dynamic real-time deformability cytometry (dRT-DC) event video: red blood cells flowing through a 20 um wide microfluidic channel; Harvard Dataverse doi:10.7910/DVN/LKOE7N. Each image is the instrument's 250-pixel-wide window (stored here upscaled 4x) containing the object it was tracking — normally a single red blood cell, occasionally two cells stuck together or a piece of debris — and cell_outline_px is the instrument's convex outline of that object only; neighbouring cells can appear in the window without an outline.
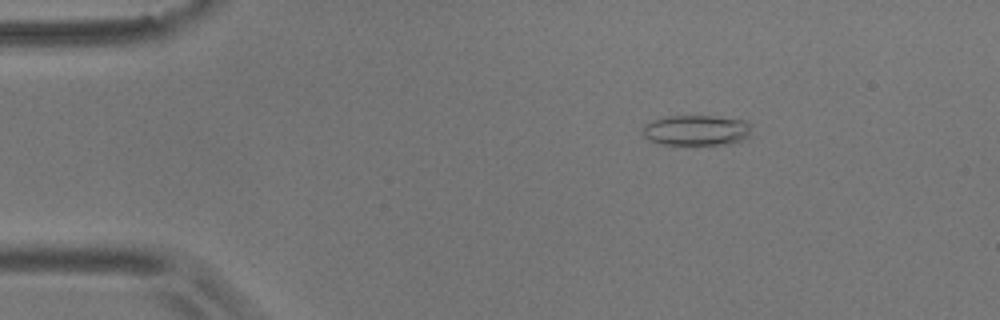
{"species": "common noctule bat (a hibernating species)", "species_latin": "Nyctalus noctula", "temperature_condition": "room temperature", "stored_images_in_passage": 54, "camera_frame_rate_fps": 3000, "um_per_image_px": 0.085, "animal": {"sex": "male", "body_mass_g": 17.9}, "frame": {"image": 1, "passage_image": 8, "time_ms": 2.333, "image_size_px": [1000, 320], "cell_outline_px": [[752, 124], [748, 136], [744, 140], [732, 144], [692, 148], [676, 148], [660, 144], [648, 140], [640, 132], [644, 124], [652, 120], [668, 116], [716, 116], [748, 120]], "centroid_in_image_um": [59.17, 11.15], "position_along_channel_um": 25.8, "area_um2": 20.98}}
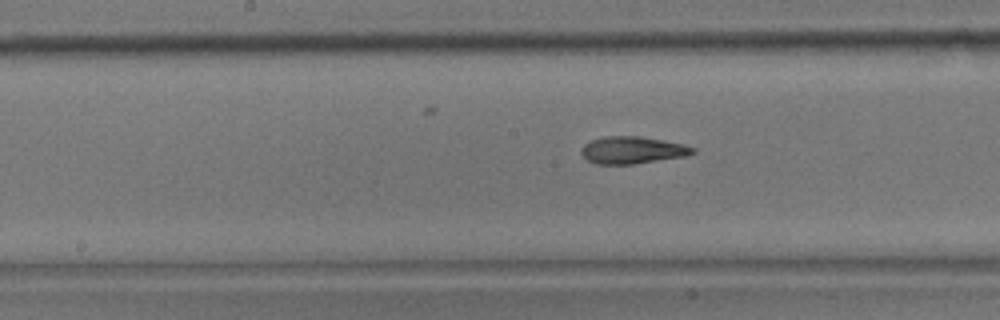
{"frame": {"image": 2, "passage_image": 27, "time_ms": 8.667, "image_size_px": [1000, 320], "cell_outline_px": [[696, 152], [684, 156], [632, 164], [596, 164], [588, 160], [580, 152], [584, 144], [592, 140], [604, 136], [640, 136], [664, 140], [684, 144], [696, 148]], "centroid_in_image_um": [53.76, 12.75], "position_along_channel_um": 194.4, "area_um2": 17.57}}
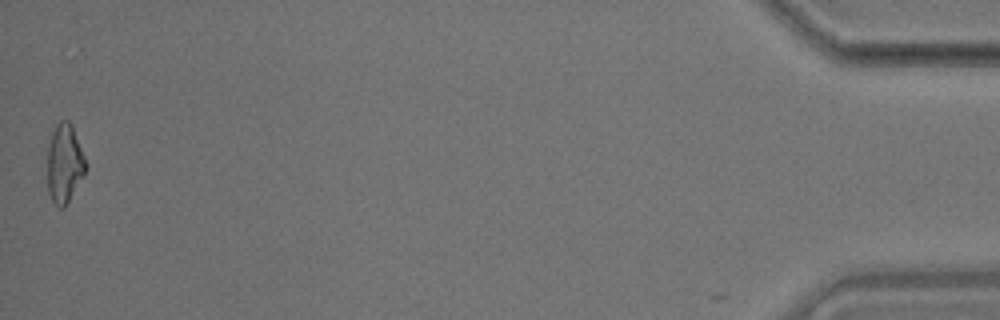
{"frame": {"image": 3, "passage_image": 54, "time_ms": 17.667, "image_size_px": [1000, 320], "cell_outline_px": [[88, 164], [84, 176], [64, 208], [60, 208], [52, 200], [48, 192], [48, 148], [52, 132], [56, 124], [60, 120], [68, 120], [72, 124]], "centroid_in_image_um": [5.51, 13.88], "position_along_channel_um": 429.7, "area_um2": 17.74}, "authors_computed_cell_mechanics": {"area_um2": 17.6579, "velocity_mm_per_s": 3.6536, "shape_relaxation_time_tau1_ms": null, "shape_relaxation_time_tau2_ms": 2.8263, "deformation_change_tau1": null, "deformation_change_tau2": 0.1099}}